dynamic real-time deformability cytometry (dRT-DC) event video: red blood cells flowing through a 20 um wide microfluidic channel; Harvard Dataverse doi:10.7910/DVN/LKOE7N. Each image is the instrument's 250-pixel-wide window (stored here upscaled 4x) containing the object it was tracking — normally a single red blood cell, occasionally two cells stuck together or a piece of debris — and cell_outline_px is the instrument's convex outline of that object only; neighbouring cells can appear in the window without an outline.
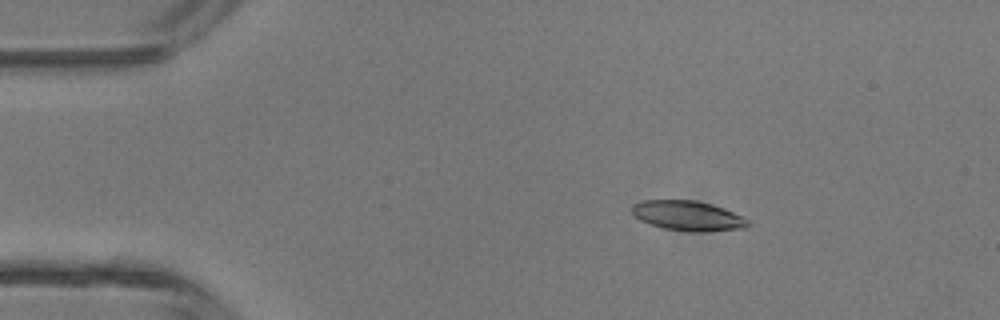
{"species": "common noctule bat (a hibernating species)", "species_latin": "Nyctalus noctula", "temperature_condition": "room temperature", "stored_images_in_passage": 5, "camera_frame_rate_fps": 3000, "um_per_image_px": 0.085, "animal": {"sex": "male", "body_mass_g": 13.3}, "frame": {"image": 1, "passage_image": 3, "time_ms": 0.667, "image_size_px": [1000, 320], "cell_outline_px": [[752, 224], [748, 228], [704, 232], [692, 232], [664, 228], [648, 224], [640, 220], [632, 212], [632, 204], [640, 200], [696, 200], [712, 204], [724, 208], [744, 216]], "centroid_in_image_um": [58.52, 18.34], "position_along_channel_um": 26.5, "area_um2": 20.58}}
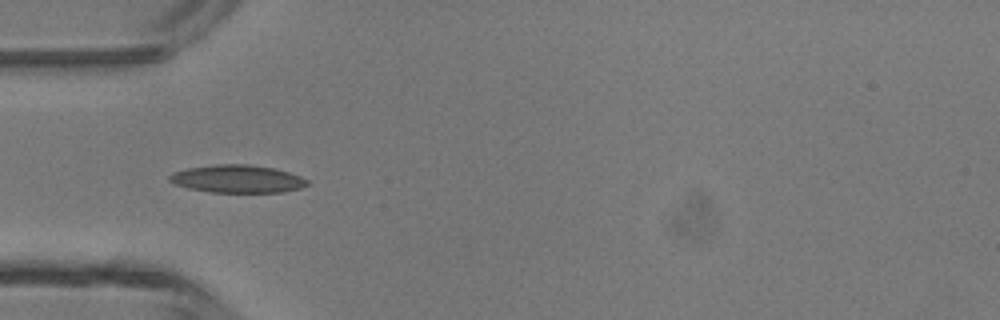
{"frame": {"image": 2, "passage_image": 5, "time_ms": 1.333, "image_size_px": [1000, 320], "cell_outline_px": [[308, 184], [300, 188], [284, 192], [212, 192], [188, 188], [176, 184], [168, 180], [168, 176], [176, 172], [188, 168], [216, 164], [248, 164], [272, 168], [288, 172], [300, 176], [308, 180]], "centroid_in_image_um": [20.19, 15.2], "position_along_channel_um": 64.8, "area_um2": 22.08}}